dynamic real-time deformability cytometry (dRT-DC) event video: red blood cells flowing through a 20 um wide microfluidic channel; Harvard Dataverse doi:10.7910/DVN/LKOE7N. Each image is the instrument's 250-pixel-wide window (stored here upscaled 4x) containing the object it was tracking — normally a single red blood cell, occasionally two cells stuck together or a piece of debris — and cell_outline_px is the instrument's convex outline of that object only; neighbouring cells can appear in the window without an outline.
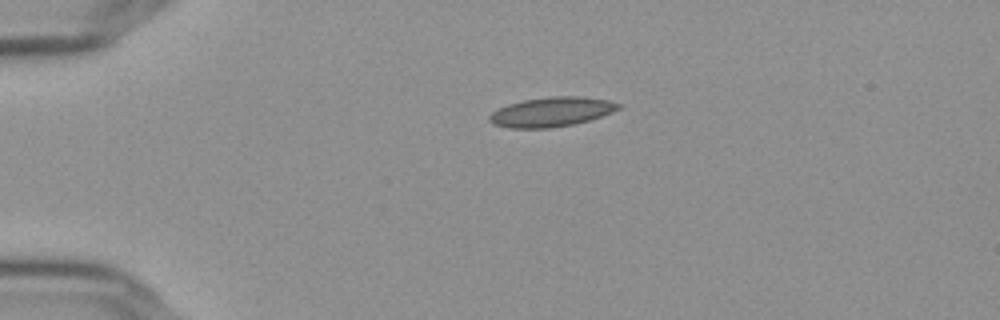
{"species": "Egyptian fruit bat (a non-hibernating species)", "species_latin": "Rousettus aegyptiacus", "temperature_condition": "cold", "stored_images_in_passage": 44, "camera_frame_rate_fps": 3000, "um_per_image_px": 0.085, "frame": {"image": 1, "passage_image": 1, "time_ms": 0.0, "image_size_px": [1000, 320], "cell_outline_px": [[624, 104], [620, 108], [612, 112], [588, 120], [572, 124], [552, 128], [508, 128], [492, 124], [488, 120], [488, 116], [492, 112], [508, 104], [524, 100], [552, 96], [580, 96], [608, 100]], "centroid_in_image_um": [46.87, 9.51], "position_along_channel_um": 38.1, "area_um2": 22.2}}
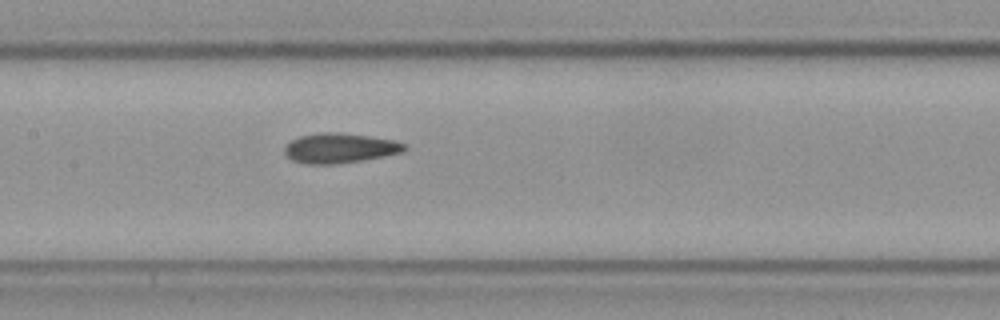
{"frame": {"image": 2, "passage_image": 16, "time_ms": 5.0, "image_size_px": [1000, 320], "cell_outline_px": [[408, 148], [404, 152], [364, 160], [332, 164], [304, 164], [292, 160], [284, 152], [284, 148], [292, 140], [300, 136], [320, 132], [340, 132], [396, 140], [408, 144]], "centroid_in_image_um": [28.93, 12.58], "position_along_channel_um": 178.5, "area_um2": 21.04}}
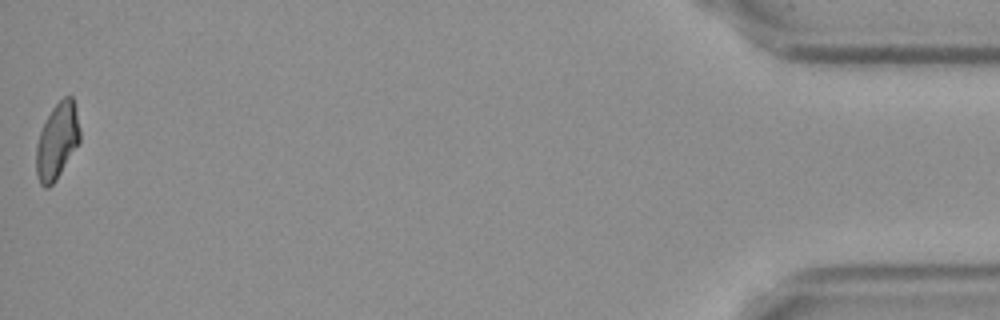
{"frame": {"image": 3, "passage_image": 44, "time_ms": 14.333, "image_size_px": [1000, 320], "cell_outline_px": [[80, 140], [56, 180], [48, 188], [44, 188], [40, 184], [36, 172], [36, 144], [40, 132], [52, 108], [64, 96], [72, 96], [76, 108], [80, 128]], "centroid_in_image_um": [4.85, 11.99], "position_along_channel_um": 430.3, "area_um2": 19.19}, "authors_computed_cell_mechanics": {"area_um2": 20.4901, "velocity_mm_per_s": 3.6405, "shape_relaxation_time_tau1_ms": null, "shape_relaxation_time_tau2_ms": 2.6611, "deformation_change_tau1": null, "deformation_change_tau2": 0.0838}}